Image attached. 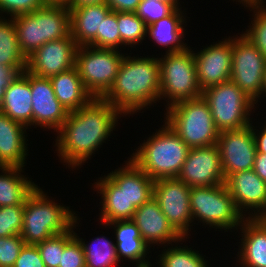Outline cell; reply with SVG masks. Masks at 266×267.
I'll return each mask as SVG.
<instances>
[{"label": "cell", "mask_w": 266, "mask_h": 267, "mask_svg": "<svg viewBox=\"0 0 266 267\" xmlns=\"http://www.w3.org/2000/svg\"><path fill=\"white\" fill-rule=\"evenodd\" d=\"M120 115L123 114L109 102L94 97L82 108L69 112L55 141L60 160L69 168L84 165L106 143Z\"/></svg>", "instance_id": "1"}, {"label": "cell", "mask_w": 266, "mask_h": 267, "mask_svg": "<svg viewBox=\"0 0 266 267\" xmlns=\"http://www.w3.org/2000/svg\"><path fill=\"white\" fill-rule=\"evenodd\" d=\"M102 98L123 113V117L159 101L158 58L124 56L111 88Z\"/></svg>", "instance_id": "2"}, {"label": "cell", "mask_w": 266, "mask_h": 267, "mask_svg": "<svg viewBox=\"0 0 266 267\" xmlns=\"http://www.w3.org/2000/svg\"><path fill=\"white\" fill-rule=\"evenodd\" d=\"M189 149L165 122L130 159L153 180L178 177Z\"/></svg>", "instance_id": "3"}, {"label": "cell", "mask_w": 266, "mask_h": 267, "mask_svg": "<svg viewBox=\"0 0 266 267\" xmlns=\"http://www.w3.org/2000/svg\"><path fill=\"white\" fill-rule=\"evenodd\" d=\"M44 193L37 186L25 200L20 236L26 244L36 245L54 235L69 231L78 215L68 206L58 205Z\"/></svg>", "instance_id": "4"}, {"label": "cell", "mask_w": 266, "mask_h": 267, "mask_svg": "<svg viewBox=\"0 0 266 267\" xmlns=\"http://www.w3.org/2000/svg\"><path fill=\"white\" fill-rule=\"evenodd\" d=\"M164 122L192 148L217 144L216 128L208 102L202 97L183 100L167 107Z\"/></svg>", "instance_id": "5"}, {"label": "cell", "mask_w": 266, "mask_h": 267, "mask_svg": "<svg viewBox=\"0 0 266 267\" xmlns=\"http://www.w3.org/2000/svg\"><path fill=\"white\" fill-rule=\"evenodd\" d=\"M189 47L180 52L165 53L160 64V99L167 108L177 102L202 96L198 84L194 51ZM167 98V100H166Z\"/></svg>", "instance_id": "6"}, {"label": "cell", "mask_w": 266, "mask_h": 267, "mask_svg": "<svg viewBox=\"0 0 266 267\" xmlns=\"http://www.w3.org/2000/svg\"><path fill=\"white\" fill-rule=\"evenodd\" d=\"M192 219L209 227L232 231L245 217L238 211L225 183L209 187H192L190 191Z\"/></svg>", "instance_id": "7"}, {"label": "cell", "mask_w": 266, "mask_h": 267, "mask_svg": "<svg viewBox=\"0 0 266 267\" xmlns=\"http://www.w3.org/2000/svg\"><path fill=\"white\" fill-rule=\"evenodd\" d=\"M208 102L216 128L238 130L249 126L255 102L234 82L227 81L202 91Z\"/></svg>", "instance_id": "8"}, {"label": "cell", "mask_w": 266, "mask_h": 267, "mask_svg": "<svg viewBox=\"0 0 266 267\" xmlns=\"http://www.w3.org/2000/svg\"><path fill=\"white\" fill-rule=\"evenodd\" d=\"M124 56L120 50L77 47L75 67L92 97L102 98L109 91Z\"/></svg>", "instance_id": "9"}, {"label": "cell", "mask_w": 266, "mask_h": 267, "mask_svg": "<svg viewBox=\"0 0 266 267\" xmlns=\"http://www.w3.org/2000/svg\"><path fill=\"white\" fill-rule=\"evenodd\" d=\"M237 36H233L230 80L256 104L263 87L266 58L246 37Z\"/></svg>", "instance_id": "10"}, {"label": "cell", "mask_w": 266, "mask_h": 267, "mask_svg": "<svg viewBox=\"0 0 266 267\" xmlns=\"http://www.w3.org/2000/svg\"><path fill=\"white\" fill-rule=\"evenodd\" d=\"M191 187L178 177L154 180L153 198L158 202L169 223L183 237L190 235L193 223L190 209ZM189 232V233H188Z\"/></svg>", "instance_id": "11"}, {"label": "cell", "mask_w": 266, "mask_h": 267, "mask_svg": "<svg viewBox=\"0 0 266 267\" xmlns=\"http://www.w3.org/2000/svg\"><path fill=\"white\" fill-rule=\"evenodd\" d=\"M252 124L242 129L219 133L217 146L225 179L232 173L251 170L254 167L257 150Z\"/></svg>", "instance_id": "12"}, {"label": "cell", "mask_w": 266, "mask_h": 267, "mask_svg": "<svg viewBox=\"0 0 266 267\" xmlns=\"http://www.w3.org/2000/svg\"><path fill=\"white\" fill-rule=\"evenodd\" d=\"M178 178L191 188L225 183L217 144L189 149Z\"/></svg>", "instance_id": "13"}, {"label": "cell", "mask_w": 266, "mask_h": 267, "mask_svg": "<svg viewBox=\"0 0 266 267\" xmlns=\"http://www.w3.org/2000/svg\"><path fill=\"white\" fill-rule=\"evenodd\" d=\"M233 37L211 44L194 53L197 80L201 90L230 81Z\"/></svg>", "instance_id": "14"}, {"label": "cell", "mask_w": 266, "mask_h": 267, "mask_svg": "<svg viewBox=\"0 0 266 267\" xmlns=\"http://www.w3.org/2000/svg\"><path fill=\"white\" fill-rule=\"evenodd\" d=\"M77 47L71 35L49 41L27 58L26 70L39 77L56 76L75 67Z\"/></svg>", "instance_id": "15"}, {"label": "cell", "mask_w": 266, "mask_h": 267, "mask_svg": "<svg viewBox=\"0 0 266 267\" xmlns=\"http://www.w3.org/2000/svg\"><path fill=\"white\" fill-rule=\"evenodd\" d=\"M225 185L238 211L245 218H247L249 213L248 218H256L265 208L266 182H264L253 169L230 174L225 179ZM245 213H247V215Z\"/></svg>", "instance_id": "16"}, {"label": "cell", "mask_w": 266, "mask_h": 267, "mask_svg": "<svg viewBox=\"0 0 266 267\" xmlns=\"http://www.w3.org/2000/svg\"><path fill=\"white\" fill-rule=\"evenodd\" d=\"M31 93L33 125L57 132L66 121L69 112L56 98L50 78L31 73Z\"/></svg>", "instance_id": "17"}, {"label": "cell", "mask_w": 266, "mask_h": 267, "mask_svg": "<svg viewBox=\"0 0 266 267\" xmlns=\"http://www.w3.org/2000/svg\"><path fill=\"white\" fill-rule=\"evenodd\" d=\"M132 221L137 225L140 236L149 246L164 244L166 247L172 242L179 243L185 240L169 223L153 197L135 210Z\"/></svg>", "instance_id": "18"}, {"label": "cell", "mask_w": 266, "mask_h": 267, "mask_svg": "<svg viewBox=\"0 0 266 267\" xmlns=\"http://www.w3.org/2000/svg\"><path fill=\"white\" fill-rule=\"evenodd\" d=\"M0 111L25 126H33L31 73L17 74L6 87Z\"/></svg>", "instance_id": "19"}, {"label": "cell", "mask_w": 266, "mask_h": 267, "mask_svg": "<svg viewBox=\"0 0 266 267\" xmlns=\"http://www.w3.org/2000/svg\"><path fill=\"white\" fill-rule=\"evenodd\" d=\"M28 128L0 111V167H25Z\"/></svg>", "instance_id": "20"}, {"label": "cell", "mask_w": 266, "mask_h": 267, "mask_svg": "<svg viewBox=\"0 0 266 267\" xmlns=\"http://www.w3.org/2000/svg\"><path fill=\"white\" fill-rule=\"evenodd\" d=\"M111 226L115 233V247L119 261L127 258L136 267H151L152 264L145 258L149 254L150 247L140 236L139 228L132 220H118L106 223L104 226Z\"/></svg>", "instance_id": "21"}, {"label": "cell", "mask_w": 266, "mask_h": 267, "mask_svg": "<svg viewBox=\"0 0 266 267\" xmlns=\"http://www.w3.org/2000/svg\"><path fill=\"white\" fill-rule=\"evenodd\" d=\"M111 172L108 176L124 190L127 201L132 203L136 209L153 197L154 180L130 158L123 167L120 166Z\"/></svg>", "instance_id": "22"}, {"label": "cell", "mask_w": 266, "mask_h": 267, "mask_svg": "<svg viewBox=\"0 0 266 267\" xmlns=\"http://www.w3.org/2000/svg\"><path fill=\"white\" fill-rule=\"evenodd\" d=\"M240 226L243 234L237 262L242 267H266V223L247 217Z\"/></svg>", "instance_id": "23"}, {"label": "cell", "mask_w": 266, "mask_h": 267, "mask_svg": "<svg viewBox=\"0 0 266 267\" xmlns=\"http://www.w3.org/2000/svg\"><path fill=\"white\" fill-rule=\"evenodd\" d=\"M94 184V189L96 188L97 192L102 195L99 220L103 225L118 220H132L136 208L127 201L123 189L108 175L100 177Z\"/></svg>", "instance_id": "24"}, {"label": "cell", "mask_w": 266, "mask_h": 267, "mask_svg": "<svg viewBox=\"0 0 266 267\" xmlns=\"http://www.w3.org/2000/svg\"><path fill=\"white\" fill-rule=\"evenodd\" d=\"M70 11V35L74 38L78 47L88 46L100 31L102 20L111 11L106 2L98 5H90Z\"/></svg>", "instance_id": "25"}, {"label": "cell", "mask_w": 266, "mask_h": 267, "mask_svg": "<svg viewBox=\"0 0 266 267\" xmlns=\"http://www.w3.org/2000/svg\"><path fill=\"white\" fill-rule=\"evenodd\" d=\"M183 12L181 8H176L170 15L147 26L146 34L149 36L146 37H150L159 46L168 47L166 53L185 50L188 44L182 41L186 35V29L183 26L186 23V17Z\"/></svg>", "instance_id": "26"}, {"label": "cell", "mask_w": 266, "mask_h": 267, "mask_svg": "<svg viewBox=\"0 0 266 267\" xmlns=\"http://www.w3.org/2000/svg\"><path fill=\"white\" fill-rule=\"evenodd\" d=\"M50 80L56 98L68 112L82 108L93 98L82 83L76 67L59 73Z\"/></svg>", "instance_id": "27"}, {"label": "cell", "mask_w": 266, "mask_h": 267, "mask_svg": "<svg viewBox=\"0 0 266 267\" xmlns=\"http://www.w3.org/2000/svg\"><path fill=\"white\" fill-rule=\"evenodd\" d=\"M22 167H0V207L21 205L38 186L21 174Z\"/></svg>", "instance_id": "28"}, {"label": "cell", "mask_w": 266, "mask_h": 267, "mask_svg": "<svg viewBox=\"0 0 266 267\" xmlns=\"http://www.w3.org/2000/svg\"><path fill=\"white\" fill-rule=\"evenodd\" d=\"M41 46L49 41L70 35V11L66 5H47L40 8Z\"/></svg>", "instance_id": "29"}, {"label": "cell", "mask_w": 266, "mask_h": 267, "mask_svg": "<svg viewBox=\"0 0 266 267\" xmlns=\"http://www.w3.org/2000/svg\"><path fill=\"white\" fill-rule=\"evenodd\" d=\"M8 20V21H7ZM0 65L12 69L17 74L27 68V59L21 53L15 23L12 18L0 16Z\"/></svg>", "instance_id": "30"}, {"label": "cell", "mask_w": 266, "mask_h": 267, "mask_svg": "<svg viewBox=\"0 0 266 267\" xmlns=\"http://www.w3.org/2000/svg\"><path fill=\"white\" fill-rule=\"evenodd\" d=\"M12 19L20 51L27 59L41 47L40 8L32 13L14 16Z\"/></svg>", "instance_id": "31"}, {"label": "cell", "mask_w": 266, "mask_h": 267, "mask_svg": "<svg viewBox=\"0 0 266 267\" xmlns=\"http://www.w3.org/2000/svg\"><path fill=\"white\" fill-rule=\"evenodd\" d=\"M74 235L80 240L85 254L86 267H113L120 264L115 243L109 241L105 236L95 237L91 244L83 241L77 233ZM95 241V242H94Z\"/></svg>", "instance_id": "32"}, {"label": "cell", "mask_w": 266, "mask_h": 267, "mask_svg": "<svg viewBox=\"0 0 266 267\" xmlns=\"http://www.w3.org/2000/svg\"><path fill=\"white\" fill-rule=\"evenodd\" d=\"M182 246H172L158 255L159 267H209L199 251Z\"/></svg>", "instance_id": "33"}, {"label": "cell", "mask_w": 266, "mask_h": 267, "mask_svg": "<svg viewBox=\"0 0 266 267\" xmlns=\"http://www.w3.org/2000/svg\"><path fill=\"white\" fill-rule=\"evenodd\" d=\"M117 22L121 46L132 48L146 39L147 25L135 12H117Z\"/></svg>", "instance_id": "34"}, {"label": "cell", "mask_w": 266, "mask_h": 267, "mask_svg": "<svg viewBox=\"0 0 266 267\" xmlns=\"http://www.w3.org/2000/svg\"><path fill=\"white\" fill-rule=\"evenodd\" d=\"M265 2H251L243 4L253 11L251 26L242 35L246 37L266 58V6ZM264 4V5H263ZM265 6V7H264Z\"/></svg>", "instance_id": "35"}, {"label": "cell", "mask_w": 266, "mask_h": 267, "mask_svg": "<svg viewBox=\"0 0 266 267\" xmlns=\"http://www.w3.org/2000/svg\"><path fill=\"white\" fill-rule=\"evenodd\" d=\"M100 49L120 50L121 37L118 29L117 12L110 11L102 20L100 31H97L95 39L88 45Z\"/></svg>", "instance_id": "36"}, {"label": "cell", "mask_w": 266, "mask_h": 267, "mask_svg": "<svg viewBox=\"0 0 266 267\" xmlns=\"http://www.w3.org/2000/svg\"><path fill=\"white\" fill-rule=\"evenodd\" d=\"M79 217L76 216L73 226L66 231V246L61 254L59 267H86L85 254L80 240L74 235V227L78 223Z\"/></svg>", "instance_id": "37"}, {"label": "cell", "mask_w": 266, "mask_h": 267, "mask_svg": "<svg viewBox=\"0 0 266 267\" xmlns=\"http://www.w3.org/2000/svg\"><path fill=\"white\" fill-rule=\"evenodd\" d=\"M24 204L0 207V237L21 235Z\"/></svg>", "instance_id": "38"}, {"label": "cell", "mask_w": 266, "mask_h": 267, "mask_svg": "<svg viewBox=\"0 0 266 267\" xmlns=\"http://www.w3.org/2000/svg\"><path fill=\"white\" fill-rule=\"evenodd\" d=\"M45 267H59L61 254L66 246V232L45 239L36 244Z\"/></svg>", "instance_id": "39"}, {"label": "cell", "mask_w": 266, "mask_h": 267, "mask_svg": "<svg viewBox=\"0 0 266 267\" xmlns=\"http://www.w3.org/2000/svg\"><path fill=\"white\" fill-rule=\"evenodd\" d=\"M175 9L170 3L141 0L135 13L149 26L161 18L170 15Z\"/></svg>", "instance_id": "40"}, {"label": "cell", "mask_w": 266, "mask_h": 267, "mask_svg": "<svg viewBox=\"0 0 266 267\" xmlns=\"http://www.w3.org/2000/svg\"><path fill=\"white\" fill-rule=\"evenodd\" d=\"M25 244L20 235L0 237V267H12Z\"/></svg>", "instance_id": "41"}, {"label": "cell", "mask_w": 266, "mask_h": 267, "mask_svg": "<svg viewBox=\"0 0 266 267\" xmlns=\"http://www.w3.org/2000/svg\"><path fill=\"white\" fill-rule=\"evenodd\" d=\"M45 4L42 0H0V15L7 13L10 18L32 13Z\"/></svg>", "instance_id": "42"}, {"label": "cell", "mask_w": 266, "mask_h": 267, "mask_svg": "<svg viewBox=\"0 0 266 267\" xmlns=\"http://www.w3.org/2000/svg\"><path fill=\"white\" fill-rule=\"evenodd\" d=\"M12 267H45L36 245L25 244Z\"/></svg>", "instance_id": "43"}, {"label": "cell", "mask_w": 266, "mask_h": 267, "mask_svg": "<svg viewBox=\"0 0 266 267\" xmlns=\"http://www.w3.org/2000/svg\"><path fill=\"white\" fill-rule=\"evenodd\" d=\"M105 2L115 12H136L141 0H105Z\"/></svg>", "instance_id": "44"}, {"label": "cell", "mask_w": 266, "mask_h": 267, "mask_svg": "<svg viewBox=\"0 0 266 267\" xmlns=\"http://www.w3.org/2000/svg\"><path fill=\"white\" fill-rule=\"evenodd\" d=\"M16 75L17 73L12 69L0 65V102L1 98L4 96L6 87Z\"/></svg>", "instance_id": "45"}, {"label": "cell", "mask_w": 266, "mask_h": 267, "mask_svg": "<svg viewBox=\"0 0 266 267\" xmlns=\"http://www.w3.org/2000/svg\"><path fill=\"white\" fill-rule=\"evenodd\" d=\"M260 129H262V130H260L261 132L257 128L255 129V127L252 125L256 150L259 153H265L266 154V126L263 125V127L261 126Z\"/></svg>", "instance_id": "46"}, {"label": "cell", "mask_w": 266, "mask_h": 267, "mask_svg": "<svg viewBox=\"0 0 266 267\" xmlns=\"http://www.w3.org/2000/svg\"><path fill=\"white\" fill-rule=\"evenodd\" d=\"M254 172L266 182V154L256 152L254 161Z\"/></svg>", "instance_id": "47"}, {"label": "cell", "mask_w": 266, "mask_h": 267, "mask_svg": "<svg viewBox=\"0 0 266 267\" xmlns=\"http://www.w3.org/2000/svg\"><path fill=\"white\" fill-rule=\"evenodd\" d=\"M104 2L105 0H68L66 6L68 9H75L90 5H98Z\"/></svg>", "instance_id": "48"}, {"label": "cell", "mask_w": 266, "mask_h": 267, "mask_svg": "<svg viewBox=\"0 0 266 267\" xmlns=\"http://www.w3.org/2000/svg\"><path fill=\"white\" fill-rule=\"evenodd\" d=\"M47 5H66L68 0H42Z\"/></svg>", "instance_id": "49"}, {"label": "cell", "mask_w": 266, "mask_h": 267, "mask_svg": "<svg viewBox=\"0 0 266 267\" xmlns=\"http://www.w3.org/2000/svg\"><path fill=\"white\" fill-rule=\"evenodd\" d=\"M256 219L259 220L260 222L266 223V206L263 209V211L258 216H256Z\"/></svg>", "instance_id": "50"}, {"label": "cell", "mask_w": 266, "mask_h": 267, "mask_svg": "<svg viewBox=\"0 0 266 267\" xmlns=\"http://www.w3.org/2000/svg\"><path fill=\"white\" fill-rule=\"evenodd\" d=\"M154 1H161V2H164V3H170L172 4L175 8H179V0H154ZM179 2V3H178Z\"/></svg>", "instance_id": "51"}, {"label": "cell", "mask_w": 266, "mask_h": 267, "mask_svg": "<svg viewBox=\"0 0 266 267\" xmlns=\"http://www.w3.org/2000/svg\"><path fill=\"white\" fill-rule=\"evenodd\" d=\"M261 95L266 96V64H265V71H264V76H263V87H262Z\"/></svg>", "instance_id": "52"}, {"label": "cell", "mask_w": 266, "mask_h": 267, "mask_svg": "<svg viewBox=\"0 0 266 267\" xmlns=\"http://www.w3.org/2000/svg\"><path fill=\"white\" fill-rule=\"evenodd\" d=\"M240 1V2H239ZM236 2H239L240 4H247L251 2H264L263 0H237Z\"/></svg>", "instance_id": "53"}]
</instances>
